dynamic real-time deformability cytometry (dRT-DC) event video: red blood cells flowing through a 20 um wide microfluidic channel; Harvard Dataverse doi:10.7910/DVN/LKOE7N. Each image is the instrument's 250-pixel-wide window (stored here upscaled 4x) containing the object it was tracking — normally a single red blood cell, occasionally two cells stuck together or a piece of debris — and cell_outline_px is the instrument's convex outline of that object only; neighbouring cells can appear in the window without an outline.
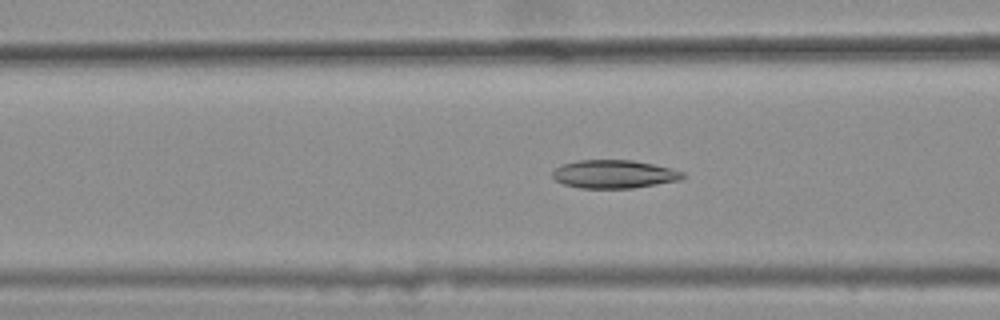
{"species": "common noctule bat (a hibernating species)", "species_latin": "Nyctalus noctula", "temperature_condition": "warm", "stored_images_in_passage": 34, "camera_frame_rate_fps": 3000, "um_per_image_px": 0.085, "animal": {"sex": "female", "body_mass_g": 25.1}, "frame": {"image": 1, "passage_image": 10, "time_ms": 3.0, "image_size_px": [1000, 320], "cell_outline_px": [[684, 176], [680, 180], [632, 188], [580, 188], [564, 184], [556, 180], [552, 176], [552, 172], [556, 168], [564, 164], [576, 160], [632, 160], [652, 164], [684, 172]], "centroid_in_image_um": [52.17, 14.8], "position_along_channel_um": 114.4, "area_um2": 21.21}}
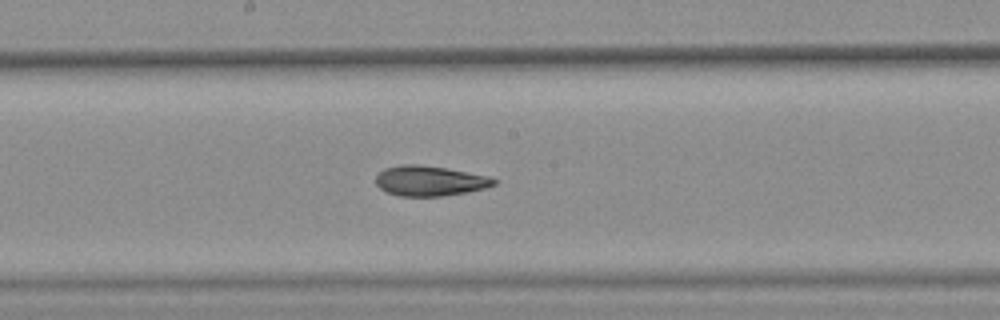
{"frame": {"image": 2, "passage_image": 18, "time_ms": 5.667, "image_size_px": [1000, 320], "cell_outline_px": [[496, 184], [484, 188], [468, 192], [444, 196], [400, 196], [388, 192], [380, 188], [376, 184], [376, 176], [384, 168], [400, 164], [420, 164], [448, 168], [492, 176], [496, 180]], "centroid_in_image_um": [36.56, 15.36], "position_along_channel_um": 211.6, "area_um2": 20.98}}
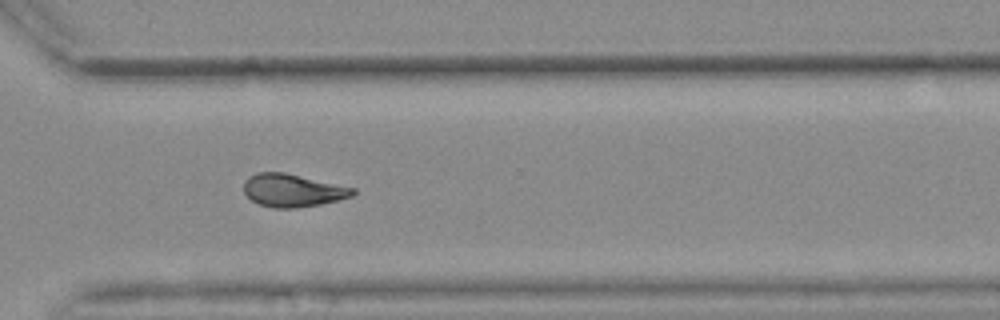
{"frame": {"image": 3, "passage_image": 29, "time_ms": 9.333, "image_size_px": [1000, 320], "cell_outline_px": [[356, 192], [352, 196], [340, 200], [320, 204], [296, 208], [272, 208], [260, 204], [252, 200], [244, 192], [244, 180], [248, 176], [256, 172], [284, 172], [356, 188]], "centroid_in_image_um": [24.88, 16.18], "position_along_channel_um": 345.7, "area_um2": 20.98}, "authors_computed_cell_mechanics": {"area_um2": 20.9814, "velocity_mm_per_s": 3.6486, "shape_relaxation_time_tau1_ms": null, "shape_relaxation_time_tau2_ms": 3.1325, "deformation_change_tau1": null, "deformation_change_tau2": 0.0793}}